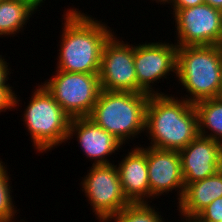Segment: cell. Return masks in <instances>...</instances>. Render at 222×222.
I'll use <instances>...</instances> for the list:
<instances>
[{"label":"cell","mask_w":222,"mask_h":222,"mask_svg":"<svg viewBox=\"0 0 222 222\" xmlns=\"http://www.w3.org/2000/svg\"><path fill=\"white\" fill-rule=\"evenodd\" d=\"M145 133L150 147L180 151L198 135V116L193 103L173 95H150L146 106Z\"/></svg>","instance_id":"7a4b0ae2"},{"label":"cell","mask_w":222,"mask_h":222,"mask_svg":"<svg viewBox=\"0 0 222 222\" xmlns=\"http://www.w3.org/2000/svg\"><path fill=\"white\" fill-rule=\"evenodd\" d=\"M3 164V165H2ZM5 163L0 160V222H14L17 210L12 199V187Z\"/></svg>","instance_id":"d6986e66"},{"label":"cell","mask_w":222,"mask_h":222,"mask_svg":"<svg viewBox=\"0 0 222 222\" xmlns=\"http://www.w3.org/2000/svg\"><path fill=\"white\" fill-rule=\"evenodd\" d=\"M115 35L110 36L102 49L99 71L101 90L137 93L134 45L125 44Z\"/></svg>","instance_id":"30bf717a"},{"label":"cell","mask_w":222,"mask_h":222,"mask_svg":"<svg viewBox=\"0 0 222 222\" xmlns=\"http://www.w3.org/2000/svg\"><path fill=\"white\" fill-rule=\"evenodd\" d=\"M26 4H28L33 10L35 11H40V10H37L38 9V6L40 7L42 4L41 3H44L43 0H20Z\"/></svg>","instance_id":"cb8c5ba5"},{"label":"cell","mask_w":222,"mask_h":222,"mask_svg":"<svg viewBox=\"0 0 222 222\" xmlns=\"http://www.w3.org/2000/svg\"><path fill=\"white\" fill-rule=\"evenodd\" d=\"M185 187L212 176L222 168V144L198 135L179 151Z\"/></svg>","instance_id":"7c38bea8"},{"label":"cell","mask_w":222,"mask_h":222,"mask_svg":"<svg viewBox=\"0 0 222 222\" xmlns=\"http://www.w3.org/2000/svg\"><path fill=\"white\" fill-rule=\"evenodd\" d=\"M118 164L123 193L130 203H147L150 186L147 168V146H134Z\"/></svg>","instance_id":"5bb4252c"},{"label":"cell","mask_w":222,"mask_h":222,"mask_svg":"<svg viewBox=\"0 0 222 222\" xmlns=\"http://www.w3.org/2000/svg\"><path fill=\"white\" fill-rule=\"evenodd\" d=\"M160 212L147 203H130L117 214L107 218L104 222H165Z\"/></svg>","instance_id":"ac0fdd59"},{"label":"cell","mask_w":222,"mask_h":222,"mask_svg":"<svg viewBox=\"0 0 222 222\" xmlns=\"http://www.w3.org/2000/svg\"><path fill=\"white\" fill-rule=\"evenodd\" d=\"M220 197L222 168L210 177L188 184L177 210L183 216V220H193L212 201Z\"/></svg>","instance_id":"9a60e30c"},{"label":"cell","mask_w":222,"mask_h":222,"mask_svg":"<svg viewBox=\"0 0 222 222\" xmlns=\"http://www.w3.org/2000/svg\"><path fill=\"white\" fill-rule=\"evenodd\" d=\"M194 107L199 135L222 144V97L200 100L194 103Z\"/></svg>","instance_id":"2e32d148"},{"label":"cell","mask_w":222,"mask_h":222,"mask_svg":"<svg viewBox=\"0 0 222 222\" xmlns=\"http://www.w3.org/2000/svg\"><path fill=\"white\" fill-rule=\"evenodd\" d=\"M149 97L147 93L101 90L88 118L125 144L144 133Z\"/></svg>","instance_id":"277c9868"},{"label":"cell","mask_w":222,"mask_h":222,"mask_svg":"<svg viewBox=\"0 0 222 222\" xmlns=\"http://www.w3.org/2000/svg\"><path fill=\"white\" fill-rule=\"evenodd\" d=\"M89 172L82 178V192L92 206L99 222L117 214L130 202L125 197L117 165L92 164Z\"/></svg>","instance_id":"52a82bcc"},{"label":"cell","mask_w":222,"mask_h":222,"mask_svg":"<svg viewBox=\"0 0 222 222\" xmlns=\"http://www.w3.org/2000/svg\"><path fill=\"white\" fill-rule=\"evenodd\" d=\"M73 135H77L82 152L86 158L94 161L92 163L94 165L111 164L107 157L118 152L123 146L112 134L96 125L88 117L71 118L67 140L72 139Z\"/></svg>","instance_id":"4fadbf2b"},{"label":"cell","mask_w":222,"mask_h":222,"mask_svg":"<svg viewBox=\"0 0 222 222\" xmlns=\"http://www.w3.org/2000/svg\"><path fill=\"white\" fill-rule=\"evenodd\" d=\"M177 48L172 42L169 44L156 41L134 45L137 93L165 94L155 91L152 86L161 78H169L167 76L172 72L176 74Z\"/></svg>","instance_id":"9c48e42d"},{"label":"cell","mask_w":222,"mask_h":222,"mask_svg":"<svg viewBox=\"0 0 222 222\" xmlns=\"http://www.w3.org/2000/svg\"><path fill=\"white\" fill-rule=\"evenodd\" d=\"M211 7L222 11V0H204Z\"/></svg>","instance_id":"d4e9b609"},{"label":"cell","mask_w":222,"mask_h":222,"mask_svg":"<svg viewBox=\"0 0 222 222\" xmlns=\"http://www.w3.org/2000/svg\"><path fill=\"white\" fill-rule=\"evenodd\" d=\"M7 64L9 65L4 57H2L0 59V87H11L9 83H6L9 79L8 75H10L9 72L11 70Z\"/></svg>","instance_id":"603a6c76"},{"label":"cell","mask_w":222,"mask_h":222,"mask_svg":"<svg viewBox=\"0 0 222 222\" xmlns=\"http://www.w3.org/2000/svg\"><path fill=\"white\" fill-rule=\"evenodd\" d=\"M222 219V197L212 201L192 221L193 222H220Z\"/></svg>","instance_id":"ffe728a7"},{"label":"cell","mask_w":222,"mask_h":222,"mask_svg":"<svg viewBox=\"0 0 222 222\" xmlns=\"http://www.w3.org/2000/svg\"><path fill=\"white\" fill-rule=\"evenodd\" d=\"M33 10L28 4L20 0H0V37L15 36L32 17Z\"/></svg>","instance_id":"e0dca14e"},{"label":"cell","mask_w":222,"mask_h":222,"mask_svg":"<svg viewBox=\"0 0 222 222\" xmlns=\"http://www.w3.org/2000/svg\"><path fill=\"white\" fill-rule=\"evenodd\" d=\"M66 12L56 70L99 74L102 49L114 30L77 8Z\"/></svg>","instance_id":"6da1fadb"},{"label":"cell","mask_w":222,"mask_h":222,"mask_svg":"<svg viewBox=\"0 0 222 222\" xmlns=\"http://www.w3.org/2000/svg\"><path fill=\"white\" fill-rule=\"evenodd\" d=\"M221 61L222 46L219 45L178 47L174 76L189 93L183 99L194 104L220 97Z\"/></svg>","instance_id":"3957f363"},{"label":"cell","mask_w":222,"mask_h":222,"mask_svg":"<svg viewBox=\"0 0 222 222\" xmlns=\"http://www.w3.org/2000/svg\"><path fill=\"white\" fill-rule=\"evenodd\" d=\"M152 1H153V0H152ZM154 1H156V3H158V4H159V2H160V5H161V4H166V3H167V4L169 3V4L171 5V3H172L173 0H154Z\"/></svg>","instance_id":"484cf974"},{"label":"cell","mask_w":222,"mask_h":222,"mask_svg":"<svg viewBox=\"0 0 222 222\" xmlns=\"http://www.w3.org/2000/svg\"><path fill=\"white\" fill-rule=\"evenodd\" d=\"M182 222H193L192 220H183Z\"/></svg>","instance_id":"83f0119b"},{"label":"cell","mask_w":222,"mask_h":222,"mask_svg":"<svg viewBox=\"0 0 222 222\" xmlns=\"http://www.w3.org/2000/svg\"><path fill=\"white\" fill-rule=\"evenodd\" d=\"M173 14L176 46H222V11L203 3Z\"/></svg>","instance_id":"ba28073f"},{"label":"cell","mask_w":222,"mask_h":222,"mask_svg":"<svg viewBox=\"0 0 222 222\" xmlns=\"http://www.w3.org/2000/svg\"><path fill=\"white\" fill-rule=\"evenodd\" d=\"M12 88L13 87H0V113L19 106V97L15 94Z\"/></svg>","instance_id":"44dd1931"},{"label":"cell","mask_w":222,"mask_h":222,"mask_svg":"<svg viewBox=\"0 0 222 222\" xmlns=\"http://www.w3.org/2000/svg\"><path fill=\"white\" fill-rule=\"evenodd\" d=\"M220 97H222V61H221V92Z\"/></svg>","instance_id":"4316f807"},{"label":"cell","mask_w":222,"mask_h":222,"mask_svg":"<svg viewBox=\"0 0 222 222\" xmlns=\"http://www.w3.org/2000/svg\"><path fill=\"white\" fill-rule=\"evenodd\" d=\"M147 168L151 200L175 189L178 204L185 190L179 151L147 146Z\"/></svg>","instance_id":"8fae6325"},{"label":"cell","mask_w":222,"mask_h":222,"mask_svg":"<svg viewBox=\"0 0 222 222\" xmlns=\"http://www.w3.org/2000/svg\"><path fill=\"white\" fill-rule=\"evenodd\" d=\"M23 113V122L37 152L43 153L65 144L71 117L42 84L32 92Z\"/></svg>","instance_id":"5b68a950"},{"label":"cell","mask_w":222,"mask_h":222,"mask_svg":"<svg viewBox=\"0 0 222 222\" xmlns=\"http://www.w3.org/2000/svg\"><path fill=\"white\" fill-rule=\"evenodd\" d=\"M203 3H205L204 0H173L171 3V8H173L172 12H175L179 9H186Z\"/></svg>","instance_id":"7402d4cb"},{"label":"cell","mask_w":222,"mask_h":222,"mask_svg":"<svg viewBox=\"0 0 222 222\" xmlns=\"http://www.w3.org/2000/svg\"><path fill=\"white\" fill-rule=\"evenodd\" d=\"M55 72L41 84L71 118L88 117L101 91L99 74Z\"/></svg>","instance_id":"8992f818"}]
</instances>
